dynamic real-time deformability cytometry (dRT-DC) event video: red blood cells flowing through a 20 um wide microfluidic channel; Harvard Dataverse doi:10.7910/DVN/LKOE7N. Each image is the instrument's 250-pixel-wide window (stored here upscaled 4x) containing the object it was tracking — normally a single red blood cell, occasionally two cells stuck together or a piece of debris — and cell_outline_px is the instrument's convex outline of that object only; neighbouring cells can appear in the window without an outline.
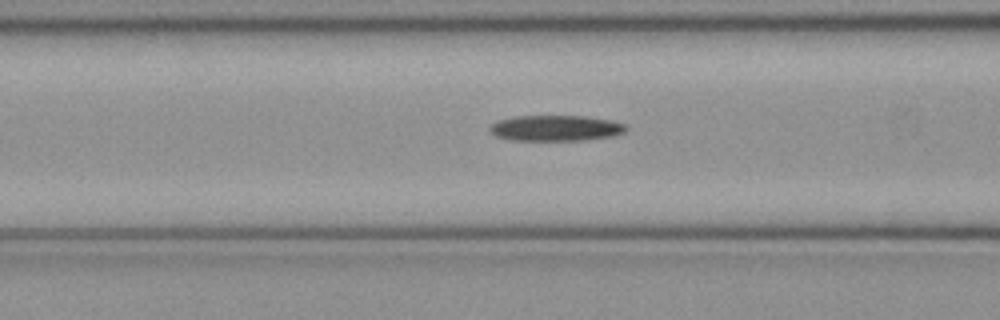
{"species": "common noctule bat (a hibernating species)", "species_latin": "Nyctalus noctula", "temperature_condition": "cold", "stored_images_in_passage": 50, "camera_frame_rate_fps": 3000, "um_per_image_px": 0.085, "animal": {"sex": "female", "body_mass_g": 21.9}, "frame": {"image": 1, "passage_image": 19, "time_ms": 6.0, "image_size_px": [1000, 320], "cell_outline_px": [[628, 128], [624, 132], [612, 136], [584, 140], [512, 140], [496, 136], [488, 128], [496, 120], [516, 116], [584, 116], [608, 120], [624, 124]], "centroid_in_image_um": [47.21, 10.89], "position_along_channel_um": 119.4, "area_um2": 20.29}}
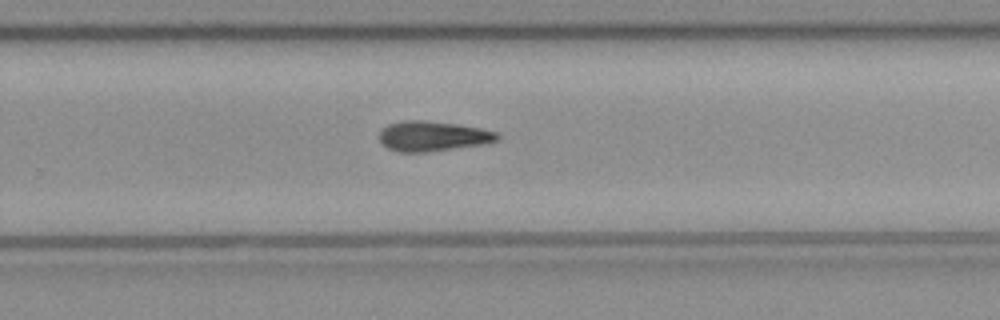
{"frame": {"image": 2, "passage_image": 32, "time_ms": 10.333, "image_size_px": [1000, 320], "cell_outline_px": [[500, 136], [496, 140], [480, 144], [424, 152], [400, 152], [388, 148], [380, 144], [380, 132], [388, 124], [408, 120], [424, 120], [456, 124], [480, 128], [496, 132]], "centroid_in_image_um": [36.73, 11.57], "position_along_channel_um": 293.1, "area_um2": 20.23}}
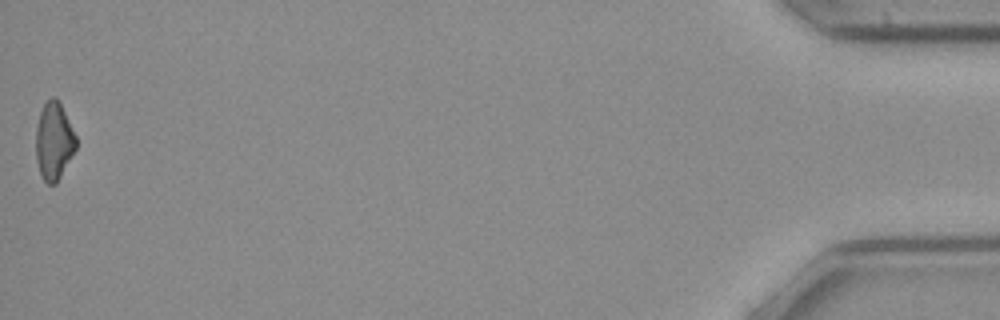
{"frame": {"image": 3, "passage_image": 50, "time_ms": 16.333, "image_size_px": [1000, 320], "cell_outline_px": [[76, 148], [56, 184], [48, 184], [44, 180], [40, 172], [36, 160], [36, 128], [40, 112], [44, 104], [52, 96], [56, 96], [76, 136]], "centroid_in_image_um": [4.57, 12.0], "position_along_channel_um": 430.6, "area_um2": 17.86}, "authors_computed_cell_mechanics": {"area_um2": 19.7676, "velocity_mm_per_s": 3.9986, "shape_relaxation_time_tau1_ms": null, "shape_relaxation_time_tau2_ms": 11.0249, "deformation_change_tau1": null, "deformation_change_tau2": 0.2664}}